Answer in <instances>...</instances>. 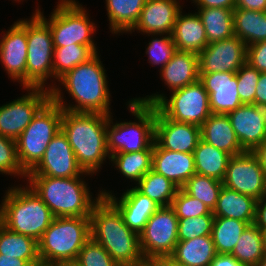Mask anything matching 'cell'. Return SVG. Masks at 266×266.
<instances>
[{"label":"cell","mask_w":266,"mask_h":266,"mask_svg":"<svg viewBox=\"0 0 266 266\" xmlns=\"http://www.w3.org/2000/svg\"><path fill=\"white\" fill-rule=\"evenodd\" d=\"M98 53L87 62L81 63L58 79L77 104L67 105L63 101L60 87H46L51 100L63 110L79 113L110 115V92L104 66Z\"/></svg>","instance_id":"cell-1"},{"label":"cell","mask_w":266,"mask_h":266,"mask_svg":"<svg viewBox=\"0 0 266 266\" xmlns=\"http://www.w3.org/2000/svg\"><path fill=\"white\" fill-rule=\"evenodd\" d=\"M91 237L119 266H134L144 260L139 234L129 229L118 208L101 196L90 214Z\"/></svg>","instance_id":"cell-2"},{"label":"cell","mask_w":266,"mask_h":266,"mask_svg":"<svg viewBox=\"0 0 266 266\" xmlns=\"http://www.w3.org/2000/svg\"><path fill=\"white\" fill-rule=\"evenodd\" d=\"M109 115L63 110L61 130L66 135L78 165L84 172L95 174L106 157V128Z\"/></svg>","instance_id":"cell-3"},{"label":"cell","mask_w":266,"mask_h":266,"mask_svg":"<svg viewBox=\"0 0 266 266\" xmlns=\"http://www.w3.org/2000/svg\"><path fill=\"white\" fill-rule=\"evenodd\" d=\"M29 186L49 207L54 217H90L94 200L80 177L27 176ZM93 200V201H92Z\"/></svg>","instance_id":"cell-4"},{"label":"cell","mask_w":266,"mask_h":266,"mask_svg":"<svg viewBox=\"0 0 266 266\" xmlns=\"http://www.w3.org/2000/svg\"><path fill=\"white\" fill-rule=\"evenodd\" d=\"M27 186L7 190L0 205V223L12 232L32 237L38 242L55 217Z\"/></svg>","instance_id":"cell-5"},{"label":"cell","mask_w":266,"mask_h":266,"mask_svg":"<svg viewBox=\"0 0 266 266\" xmlns=\"http://www.w3.org/2000/svg\"><path fill=\"white\" fill-rule=\"evenodd\" d=\"M91 238L90 217H55L38 241L41 263L55 265L77 260Z\"/></svg>","instance_id":"cell-6"},{"label":"cell","mask_w":266,"mask_h":266,"mask_svg":"<svg viewBox=\"0 0 266 266\" xmlns=\"http://www.w3.org/2000/svg\"><path fill=\"white\" fill-rule=\"evenodd\" d=\"M137 122L113 123L111 115L106 128L107 150L111 155L153 150L155 141L156 107L142 104L137 98L128 102ZM113 124V125H111Z\"/></svg>","instance_id":"cell-7"},{"label":"cell","mask_w":266,"mask_h":266,"mask_svg":"<svg viewBox=\"0 0 266 266\" xmlns=\"http://www.w3.org/2000/svg\"><path fill=\"white\" fill-rule=\"evenodd\" d=\"M62 115L63 109L50 99L15 140L19 163L27 174L39 163L49 142L60 132Z\"/></svg>","instance_id":"cell-8"},{"label":"cell","mask_w":266,"mask_h":266,"mask_svg":"<svg viewBox=\"0 0 266 266\" xmlns=\"http://www.w3.org/2000/svg\"><path fill=\"white\" fill-rule=\"evenodd\" d=\"M171 93L170 99L163 96L164 94H152L137 99L142 104L155 106L166 118L178 122L201 126L212 114L209 94L200 80Z\"/></svg>","instance_id":"cell-9"},{"label":"cell","mask_w":266,"mask_h":266,"mask_svg":"<svg viewBox=\"0 0 266 266\" xmlns=\"http://www.w3.org/2000/svg\"><path fill=\"white\" fill-rule=\"evenodd\" d=\"M51 17L47 20L38 9V14L48 25L52 33L54 47H66L72 44L95 46L92 34L95 23L91 22L86 10L75 0H60Z\"/></svg>","instance_id":"cell-10"},{"label":"cell","mask_w":266,"mask_h":266,"mask_svg":"<svg viewBox=\"0 0 266 266\" xmlns=\"http://www.w3.org/2000/svg\"><path fill=\"white\" fill-rule=\"evenodd\" d=\"M31 17L26 19V88H44L46 79L53 77V38L49 25L38 14Z\"/></svg>","instance_id":"cell-11"},{"label":"cell","mask_w":266,"mask_h":266,"mask_svg":"<svg viewBox=\"0 0 266 266\" xmlns=\"http://www.w3.org/2000/svg\"><path fill=\"white\" fill-rule=\"evenodd\" d=\"M144 259L170 256L178 243V218L171 206H161L139 234Z\"/></svg>","instance_id":"cell-12"},{"label":"cell","mask_w":266,"mask_h":266,"mask_svg":"<svg viewBox=\"0 0 266 266\" xmlns=\"http://www.w3.org/2000/svg\"><path fill=\"white\" fill-rule=\"evenodd\" d=\"M25 89H28V95L0 106V135L4 137L16 140L51 99L50 91L46 88Z\"/></svg>","instance_id":"cell-13"},{"label":"cell","mask_w":266,"mask_h":266,"mask_svg":"<svg viewBox=\"0 0 266 266\" xmlns=\"http://www.w3.org/2000/svg\"><path fill=\"white\" fill-rule=\"evenodd\" d=\"M222 182L224 187L256 200L265 194V173L257 157L249 151L230 158Z\"/></svg>","instance_id":"cell-14"},{"label":"cell","mask_w":266,"mask_h":266,"mask_svg":"<svg viewBox=\"0 0 266 266\" xmlns=\"http://www.w3.org/2000/svg\"><path fill=\"white\" fill-rule=\"evenodd\" d=\"M93 175L84 172L78 165L75 154L62 130L49 142L39 163L27 176H48L57 178Z\"/></svg>","instance_id":"cell-15"},{"label":"cell","mask_w":266,"mask_h":266,"mask_svg":"<svg viewBox=\"0 0 266 266\" xmlns=\"http://www.w3.org/2000/svg\"><path fill=\"white\" fill-rule=\"evenodd\" d=\"M199 74L236 73L246 63L247 46L237 36L209 43L199 54Z\"/></svg>","instance_id":"cell-16"},{"label":"cell","mask_w":266,"mask_h":266,"mask_svg":"<svg viewBox=\"0 0 266 266\" xmlns=\"http://www.w3.org/2000/svg\"><path fill=\"white\" fill-rule=\"evenodd\" d=\"M231 126L245 151L252 152L266 140V108L242 104L227 113Z\"/></svg>","instance_id":"cell-17"},{"label":"cell","mask_w":266,"mask_h":266,"mask_svg":"<svg viewBox=\"0 0 266 266\" xmlns=\"http://www.w3.org/2000/svg\"><path fill=\"white\" fill-rule=\"evenodd\" d=\"M26 19L15 22L0 40V61L12 80L26 88Z\"/></svg>","instance_id":"cell-18"},{"label":"cell","mask_w":266,"mask_h":266,"mask_svg":"<svg viewBox=\"0 0 266 266\" xmlns=\"http://www.w3.org/2000/svg\"><path fill=\"white\" fill-rule=\"evenodd\" d=\"M200 139V126L168 119L156 108L155 142L162 149L193 153Z\"/></svg>","instance_id":"cell-19"},{"label":"cell","mask_w":266,"mask_h":266,"mask_svg":"<svg viewBox=\"0 0 266 266\" xmlns=\"http://www.w3.org/2000/svg\"><path fill=\"white\" fill-rule=\"evenodd\" d=\"M209 94V107L213 114H227L242 105L238 94L237 75L233 72L199 74Z\"/></svg>","instance_id":"cell-20"},{"label":"cell","mask_w":266,"mask_h":266,"mask_svg":"<svg viewBox=\"0 0 266 266\" xmlns=\"http://www.w3.org/2000/svg\"><path fill=\"white\" fill-rule=\"evenodd\" d=\"M99 193L103 197H107L118 208L125 225L138 234L144 230L148 219L161 207L135 187L127 189L121 195L120 200L106 190H101Z\"/></svg>","instance_id":"cell-21"},{"label":"cell","mask_w":266,"mask_h":266,"mask_svg":"<svg viewBox=\"0 0 266 266\" xmlns=\"http://www.w3.org/2000/svg\"><path fill=\"white\" fill-rule=\"evenodd\" d=\"M177 0H147L135 26L129 31L138 30L149 36L172 35L174 24L181 10Z\"/></svg>","instance_id":"cell-22"},{"label":"cell","mask_w":266,"mask_h":266,"mask_svg":"<svg viewBox=\"0 0 266 266\" xmlns=\"http://www.w3.org/2000/svg\"><path fill=\"white\" fill-rule=\"evenodd\" d=\"M152 170L162 174L176 186L182 188L196 173L194 154L162 149L154 141Z\"/></svg>","instance_id":"cell-23"},{"label":"cell","mask_w":266,"mask_h":266,"mask_svg":"<svg viewBox=\"0 0 266 266\" xmlns=\"http://www.w3.org/2000/svg\"><path fill=\"white\" fill-rule=\"evenodd\" d=\"M201 139L231 156L246 152L239 143L227 114H211L200 126Z\"/></svg>","instance_id":"cell-24"},{"label":"cell","mask_w":266,"mask_h":266,"mask_svg":"<svg viewBox=\"0 0 266 266\" xmlns=\"http://www.w3.org/2000/svg\"><path fill=\"white\" fill-rule=\"evenodd\" d=\"M172 37L178 51L199 54L209 44L199 14L183 15L182 9L177 15Z\"/></svg>","instance_id":"cell-25"},{"label":"cell","mask_w":266,"mask_h":266,"mask_svg":"<svg viewBox=\"0 0 266 266\" xmlns=\"http://www.w3.org/2000/svg\"><path fill=\"white\" fill-rule=\"evenodd\" d=\"M160 73L171 91L181 89L199 80V56L193 52L177 50Z\"/></svg>","instance_id":"cell-26"},{"label":"cell","mask_w":266,"mask_h":266,"mask_svg":"<svg viewBox=\"0 0 266 266\" xmlns=\"http://www.w3.org/2000/svg\"><path fill=\"white\" fill-rule=\"evenodd\" d=\"M257 200L252 196L241 194L237 191L222 187L216 207L212 213L214 217H226L254 223Z\"/></svg>","instance_id":"cell-27"},{"label":"cell","mask_w":266,"mask_h":266,"mask_svg":"<svg viewBox=\"0 0 266 266\" xmlns=\"http://www.w3.org/2000/svg\"><path fill=\"white\" fill-rule=\"evenodd\" d=\"M216 254L211 235H205L178 241L170 257L186 266H210Z\"/></svg>","instance_id":"cell-28"},{"label":"cell","mask_w":266,"mask_h":266,"mask_svg":"<svg viewBox=\"0 0 266 266\" xmlns=\"http://www.w3.org/2000/svg\"><path fill=\"white\" fill-rule=\"evenodd\" d=\"M196 174L204 175L218 181H223L230 154L219 150L200 139L194 152Z\"/></svg>","instance_id":"cell-29"},{"label":"cell","mask_w":266,"mask_h":266,"mask_svg":"<svg viewBox=\"0 0 266 266\" xmlns=\"http://www.w3.org/2000/svg\"><path fill=\"white\" fill-rule=\"evenodd\" d=\"M234 36L246 46L266 41V12L235 8L233 10Z\"/></svg>","instance_id":"cell-30"},{"label":"cell","mask_w":266,"mask_h":266,"mask_svg":"<svg viewBox=\"0 0 266 266\" xmlns=\"http://www.w3.org/2000/svg\"><path fill=\"white\" fill-rule=\"evenodd\" d=\"M0 254L26 260L31 266L41 263L38 242L32 237L10 231L1 223Z\"/></svg>","instance_id":"cell-31"},{"label":"cell","mask_w":266,"mask_h":266,"mask_svg":"<svg viewBox=\"0 0 266 266\" xmlns=\"http://www.w3.org/2000/svg\"><path fill=\"white\" fill-rule=\"evenodd\" d=\"M147 0H106L110 31L129 32L139 19Z\"/></svg>","instance_id":"cell-32"},{"label":"cell","mask_w":266,"mask_h":266,"mask_svg":"<svg viewBox=\"0 0 266 266\" xmlns=\"http://www.w3.org/2000/svg\"><path fill=\"white\" fill-rule=\"evenodd\" d=\"M208 43L234 36L233 10L224 8H198Z\"/></svg>","instance_id":"cell-33"},{"label":"cell","mask_w":266,"mask_h":266,"mask_svg":"<svg viewBox=\"0 0 266 266\" xmlns=\"http://www.w3.org/2000/svg\"><path fill=\"white\" fill-rule=\"evenodd\" d=\"M135 188L160 206H171L179 187L154 170L148 171Z\"/></svg>","instance_id":"cell-34"},{"label":"cell","mask_w":266,"mask_h":266,"mask_svg":"<svg viewBox=\"0 0 266 266\" xmlns=\"http://www.w3.org/2000/svg\"><path fill=\"white\" fill-rule=\"evenodd\" d=\"M96 46L72 44L66 47H54L53 77L58 80L65 73L81 63L87 62L97 52Z\"/></svg>","instance_id":"cell-35"},{"label":"cell","mask_w":266,"mask_h":266,"mask_svg":"<svg viewBox=\"0 0 266 266\" xmlns=\"http://www.w3.org/2000/svg\"><path fill=\"white\" fill-rule=\"evenodd\" d=\"M249 224L244 221L214 217L211 237L217 253L231 254L240 235Z\"/></svg>","instance_id":"cell-36"},{"label":"cell","mask_w":266,"mask_h":266,"mask_svg":"<svg viewBox=\"0 0 266 266\" xmlns=\"http://www.w3.org/2000/svg\"><path fill=\"white\" fill-rule=\"evenodd\" d=\"M231 254L237 260L255 266L265 256L262 231L254 223L248 225Z\"/></svg>","instance_id":"cell-37"},{"label":"cell","mask_w":266,"mask_h":266,"mask_svg":"<svg viewBox=\"0 0 266 266\" xmlns=\"http://www.w3.org/2000/svg\"><path fill=\"white\" fill-rule=\"evenodd\" d=\"M153 150H142L139 152H120L110 156L115 164L127 179L139 182V180L152 169Z\"/></svg>","instance_id":"cell-38"},{"label":"cell","mask_w":266,"mask_h":266,"mask_svg":"<svg viewBox=\"0 0 266 266\" xmlns=\"http://www.w3.org/2000/svg\"><path fill=\"white\" fill-rule=\"evenodd\" d=\"M223 187V182L216 179L194 174L182 187V189L203 202L211 211L216 207L219 192Z\"/></svg>","instance_id":"cell-39"},{"label":"cell","mask_w":266,"mask_h":266,"mask_svg":"<svg viewBox=\"0 0 266 266\" xmlns=\"http://www.w3.org/2000/svg\"><path fill=\"white\" fill-rule=\"evenodd\" d=\"M175 215L178 219L198 217L201 215H213L212 211L200 200L187 194L179 188L175 198L171 203Z\"/></svg>","instance_id":"cell-40"},{"label":"cell","mask_w":266,"mask_h":266,"mask_svg":"<svg viewBox=\"0 0 266 266\" xmlns=\"http://www.w3.org/2000/svg\"><path fill=\"white\" fill-rule=\"evenodd\" d=\"M214 215L178 219V241L211 235Z\"/></svg>","instance_id":"cell-41"},{"label":"cell","mask_w":266,"mask_h":266,"mask_svg":"<svg viewBox=\"0 0 266 266\" xmlns=\"http://www.w3.org/2000/svg\"><path fill=\"white\" fill-rule=\"evenodd\" d=\"M77 262L81 266H119L110 254L92 237L80 250Z\"/></svg>","instance_id":"cell-42"},{"label":"cell","mask_w":266,"mask_h":266,"mask_svg":"<svg viewBox=\"0 0 266 266\" xmlns=\"http://www.w3.org/2000/svg\"><path fill=\"white\" fill-rule=\"evenodd\" d=\"M159 34L161 38H153L148 47L146 54L149 55V63L160 65V70L171 60V57L177 51L172 35Z\"/></svg>","instance_id":"cell-43"},{"label":"cell","mask_w":266,"mask_h":266,"mask_svg":"<svg viewBox=\"0 0 266 266\" xmlns=\"http://www.w3.org/2000/svg\"><path fill=\"white\" fill-rule=\"evenodd\" d=\"M0 172L8 175H20L27 178V173L21 167L16 141L0 135Z\"/></svg>","instance_id":"cell-44"},{"label":"cell","mask_w":266,"mask_h":266,"mask_svg":"<svg viewBox=\"0 0 266 266\" xmlns=\"http://www.w3.org/2000/svg\"><path fill=\"white\" fill-rule=\"evenodd\" d=\"M260 72L245 63L236 72L238 81V94L242 104H255V93Z\"/></svg>","instance_id":"cell-45"},{"label":"cell","mask_w":266,"mask_h":266,"mask_svg":"<svg viewBox=\"0 0 266 266\" xmlns=\"http://www.w3.org/2000/svg\"><path fill=\"white\" fill-rule=\"evenodd\" d=\"M246 63L260 73H266V41L247 46Z\"/></svg>","instance_id":"cell-46"},{"label":"cell","mask_w":266,"mask_h":266,"mask_svg":"<svg viewBox=\"0 0 266 266\" xmlns=\"http://www.w3.org/2000/svg\"><path fill=\"white\" fill-rule=\"evenodd\" d=\"M210 266H250L237 260L232 254L217 253L210 263Z\"/></svg>","instance_id":"cell-47"},{"label":"cell","mask_w":266,"mask_h":266,"mask_svg":"<svg viewBox=\"0 0 266 266\" xmlns=\"http://www.w3.org/2000/svg\"><path fill=\"white\" fill-rule=\"evenodd\" d=\"M198 8H224L235 9V0H192Z\"/></svg>","instance_id":"cell-48"},{"label":"cell","mask_w":266,"mask_h":266,"mask_svg":"<svg viewBox=\"0 0 266 266\" xmlns=\"http://www.w3.org/2000/svg\"><path fill=\"white\" fill-rule=\"evenodd\" d=\"M254 224L261 230H266V197L257 200Z\"/></svg>","instance_id":"cell-49"},{"label":"cell","mask_w":266,"mask_h":266,"mask_svg":"<svg viewBox=\"0 0 266 266\" xmlns=\"http://www.w3.org/2000/svg\"><path fill=\"white\" fill-rule=\"evenodd\" d=\"M255 105L266 108V73H261L257 82Z\"/></svg>","instance_id":"cell-50"},{"label":"cell","mask_w":266,"mask_h":266,"mask_svg":"<svg viewBox=\"0 0 266 266\" xmlns=\"http://www.w3.org/2000/svg\"><path fill=\"white\" fill-rule=\"evenodd\" d=\"M235 8L252 11H266V0H235Z\"/></svg>","instance_id":"cell-51"},{"label":"cell","mask_w":266,"mask_h":266,"mask_svg":"<svg viewBox=\"0 0 266 266\" xmlns=\"http://www.w3.org/2000/svg\"><path fill=\"white\" fill-rule=\"evenodd\" d=\"M0 266H31L26 260L0 254Z\"/></svg>","instance_id":"cell-52"},{"label":"cell","mask_w":266,"mask_h":266,"mask_svg":"<svg viewBox=\"0 0 266 266\" xmlns=\"http://www.w3.org/2000/svg\"><path fill=\"white\" fill-rule=\"evenodd\" d=\"M252 153L257 157L261 168L266 174V140L259 146H257Z\"/></svg>","instance_id":"cell-53"},{"label":"cell","mask_w":266,"mask_h":266,"mask_svg":"<svg viewBox=\"0 0 266 266\" xmlns=\"http://www.w3.org/2000/svg\"><path fill=\"white\" fill-rule=\"evenodd\" d=\"M159 266H186L185 264L175 261L170 256H163L153 259Z\"/></svg>","instance_id":"cell-54"},{"label":"cell","mask_w":266,"mask_h":266,"mask_svg":"<svg viewBox=\"0 0 266 266\" xmlns=\"http://www.w3.org/2000/svg\"><path fill=\"white\" fill-rule=\"evenodd\" d=\"M134 266H159L153 259H144Z\"/></svg>","instance_id":"cell-55"},{"label":"cell","mask_w":266,"mask_h":266,"mask_svg":"<svg viewBox=\"0 0 266 266\" xmlns=\"http://www.w3.org/2000/svg\"><path fill=\"white\" fill-rule=\"evenodd\" d=\"M54 266H81V265L77 262V260H74V261L59 262Z\"/></svg>","instance_id":"cell-56"},{"label":"cell","mask_w":266,"mask_h":266,"mask_svg":"<svg viewBox=\"0 0 266 266\" xmlns=\"http://www.w3.org/2000/svg\"><path fill=\"white\" fill-rule=\"evenodd\" d=\"M262 236H263L264 251L266 256V230L262 231Z\"/></svg>","instance_id":"cell-57"},{"label":"cell","mask_w":266,"mask_h":266,"mask_svg":"<svg viewBox=\"0 0 266 266\" xmlns=\"http://www.w3.org/2000/svg\"><path fill=\"white\" fill-rule=\"evenodd\" d=\"M255 266H266V256H264Z\"/></svg>","instance_id":"cell-58"},{"label":"cell","mask_w":266,"mask_h":266,"mask_svg":"<svg viewBox=\"0 0 266 266\" xmlns=\"http://www.w3.org/2000/svg\"><path fill=\"white\" fill-rule=\"evenodd\" d=\"M34 266H54V265L40 263V264H37V265H34Z\"/></svg>","instance_id":"cell-59"},{"label":"cell","mask_w":266,"mask_h":266,"mask_svg":"<svg viewBox=\"0 0 266 266\" xmlns=\"http://www.w3.org/2000/svg\"><path fill=\"white\" fill-rule=\"evenodd\" d=\"M264 197H266V174H265V194Z\"/></svg>","instance_id":"cell-60"}]
</instances>
